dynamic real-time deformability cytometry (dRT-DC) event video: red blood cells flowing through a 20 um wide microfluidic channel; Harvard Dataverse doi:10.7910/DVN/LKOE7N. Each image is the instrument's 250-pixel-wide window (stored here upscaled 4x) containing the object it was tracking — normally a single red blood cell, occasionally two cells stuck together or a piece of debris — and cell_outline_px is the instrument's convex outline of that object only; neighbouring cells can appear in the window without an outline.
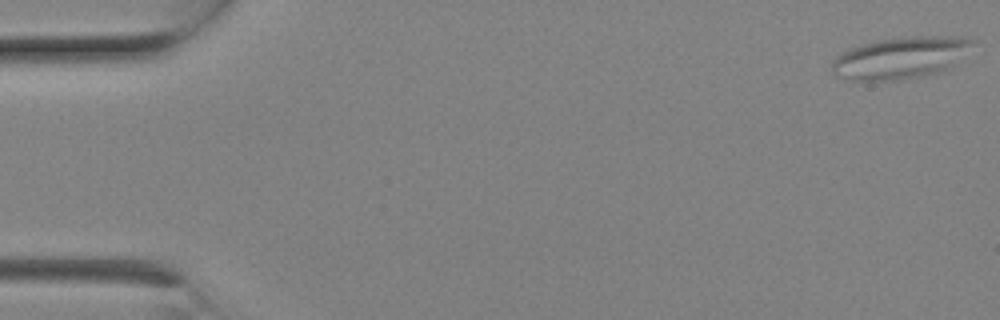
{"species": "Egyptian fruit bat (a non-hibernating species)", "species_latin": "Rousettus aegyptiacus", "temperature_condition": "room temperature", "stored_images_in_passage": 9, "camera_frame_rate_fps": 3000, "um_per_image_px": 0.085, "animal": {"sex": "female"}, "frame": {"image": 1, "passage_image": 1, "time_ms": 0.0, "image_size_px": [1000, 320], "cell_outline_px": [[976, 40], [948, 68], [940, 72], [924, 76], [900, 80], [844, 80], [832, 76], [832, 60], [836, 56], [860, 44], [880, 40], [908, 36], [968, 36]], "centroid_in_image_um": [76.49, 4.92], "position_along_channel_um": 8.5, "area_um2": 34.28}}
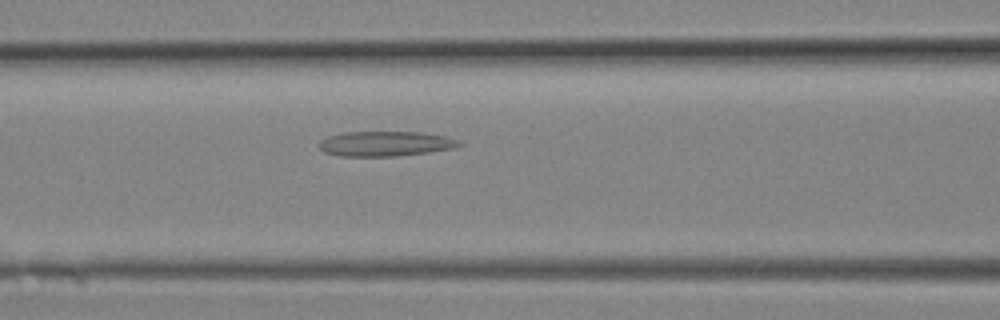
{"frame": {"image": 2, "passage_image": 9, "time_ms": 2.667, "image_size_px": [1000, 320], "cell_outline_px": [[464, 144], [456, 148], [428, 152], [396, 156], [340, 156], [324, 152], [316, 144], [320, 140], [328, 136], [344, 132], [420, 132], [444, 136], [460, 140]], "centroid_in_image_um": [32.76, 12.21], "position_along_channel_um": 133.8, "area_um2": 20.52}}